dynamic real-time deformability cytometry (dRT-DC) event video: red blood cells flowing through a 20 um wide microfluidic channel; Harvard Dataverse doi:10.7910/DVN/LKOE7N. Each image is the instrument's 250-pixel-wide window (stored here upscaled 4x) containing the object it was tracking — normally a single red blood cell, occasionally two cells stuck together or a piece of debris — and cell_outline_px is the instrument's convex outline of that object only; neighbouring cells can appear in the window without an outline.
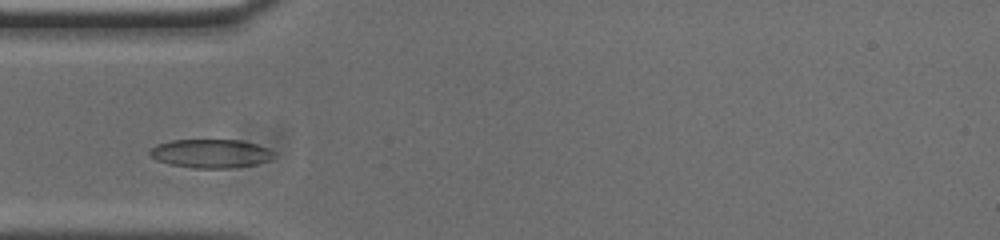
{"species": "common noctule bat (a hibernating species)", "species_latin": "Nyctalus noctula", "temperature_condition": "cold", "stored_images_in_passage": 35, "camera_frame_rate_fps": 3000, "um_per_image_px": 0.085, "animal": {"sex": "male", "body_mass_g": 20.0, "forearm_length_mm": 53.3}, "frame": {"image": 1, "passage_image": 4, "time_ms": 1.0, "image_size_px": [1000, 240], "cell_outline_px": [[276, 156], [268, 160], [256, 164], [228, 168], [192, 168], [168, 164], [156, 160], [148, 152], [156, 144], [172, 140], [240, 140], [256, 144], [268, 148]], "centroid_in_image_um": [17.89, 13.05], "position_along_channel_um": 67.1, "area_um2": 20.69}}
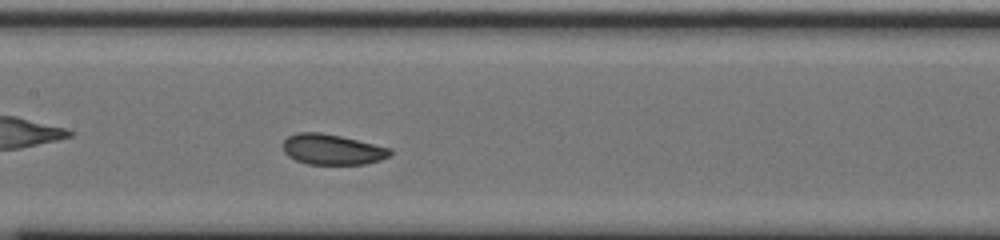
{"frame": {"image": 2, "passage_image": 13, "time_ms": 4.0, "image_size_px": [1000, 240], "cell_outline_px": [[392, 152], [388, 156], [380, 160], [364, 164], [308, 164], [296, 160], [288, 156], [284, 152], [284, 140], [288, 136], [300, 132], [320, 132], [340, 136], [392, 148]], "centroid_in_image_um": [28.24, 12.7], "position_along_channel_um": 179.2, "area_um2": 18.9}}
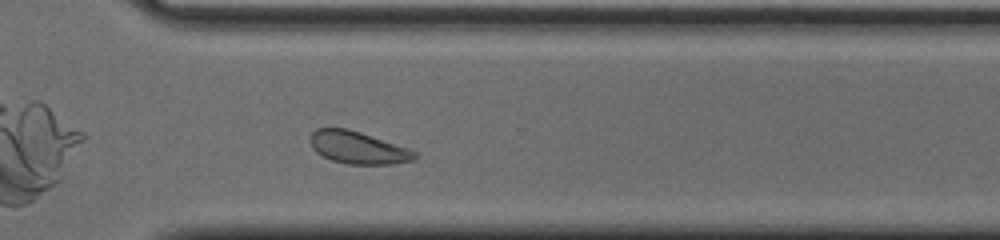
{"frame": {"image": 3, "passage_image": 26, "time_ms": 8.333, "image_size_px": [1000, 240], "cell_outline_px": [[416, 156], [412, 160], [392, 164], [348, 164], [332, 160], [316, 152], [312, 148], [308, 140], [312, 132], [316, 128], [348, 128], [360, 132], [416, 152]], "centroid_in_image_um": [30.34, 12.54], "position_along_channel_um": 340.3, "area_um2": 19.36}, "authors_computed_cell_mechanics": {"area_um2": 19.3052, "velocity_mm_per_s": 3.7144, "shape_relaxation_time_tau1_ms": null, "shape_relaxation_time_tau2_ms": 2.2386, "deformation_change_tau1": null, "deformation_change_tau2": 0.0692}}